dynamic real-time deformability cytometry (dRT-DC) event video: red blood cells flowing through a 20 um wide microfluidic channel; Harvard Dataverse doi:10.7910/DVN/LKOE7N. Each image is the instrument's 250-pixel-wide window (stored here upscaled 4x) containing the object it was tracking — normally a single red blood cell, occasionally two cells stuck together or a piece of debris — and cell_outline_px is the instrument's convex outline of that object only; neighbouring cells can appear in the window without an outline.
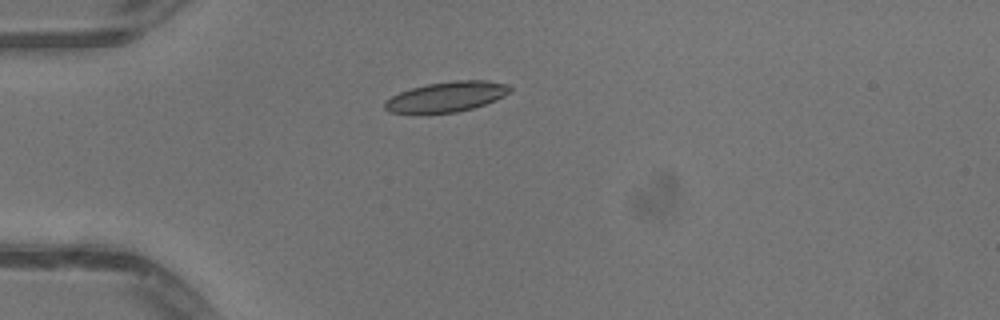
{"species": "common noctule bat (a hibernating species)", "species_latin": "Nyctalus noctula", "temperature_condition": "warm", "stored_images_in_passage": 38, "camera_frame_rate_fps": 3000, "um_per_image_px": 0.085, "animal": {"sex": "male", "body_mass_g": 13.3}, "frame": {"image": 1, "passage_image": 1, "time_ms": 0.0, "image_size_px": [1000, 320], "cell_outline_px": [[512, 92], [496, 100], [472, 108], [456, 112], [388, 112], [384, 108], [384, 100], [400, 92], [412, 88], [428, 84], [456, 80], [488, 80], [508, 84], [512, 88]], "centroid_in_image_um": [38.01, 8.2], "position_along_channel_um": 47.0, "area_um2": 21.79}}
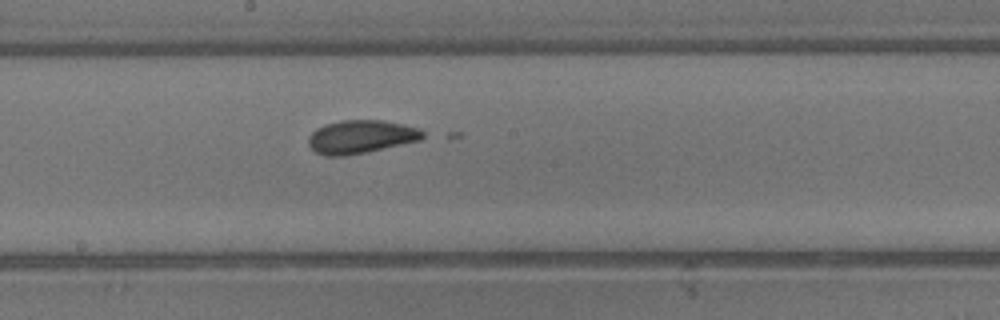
{"frame": {"image": 2, "passage_image": 15, "time_ms": 4.667, "image_size_px": [1000, 320], "cell_outline_px": [[424, 136], [420, 140], [364, 152], [344, 156], [328, 156], [316, 152], [308, 144], [308, 136], [316, 128], [324, 124], [340, 120], [384, 120], [404, 124], [420, 128], [424, 132]], "centroid_in_image_um": [30.66, 11.6], "position_along_channel_um": 217.5, "area_um2": 22.14}}
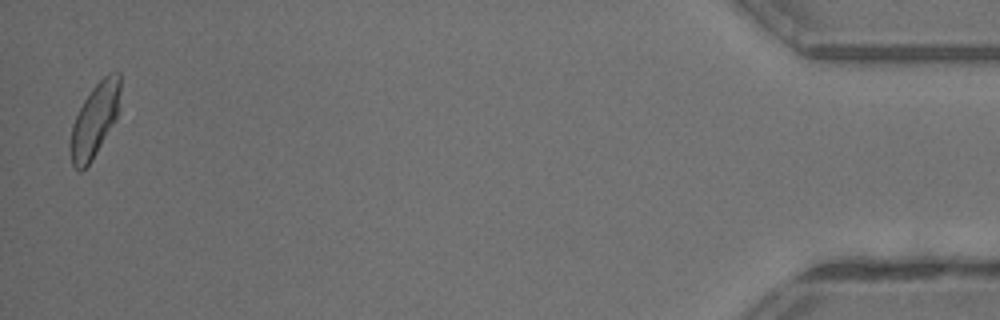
{"frame": {"image": 3, "passage_image": 37, "time_ms": 12.0, "image_size_px": [1000, 320], "cell_outline_px": [[120, 92], [116, 116], [92, 160], [80, 172], [72, 164], [72, 124], [84, 100], [92, 88], [108, 72], [120, 72]], "centroid_in_image_um": [8.06, 10.15], "position_along_channel_um": 427.1, "area_um2": 20.4}}